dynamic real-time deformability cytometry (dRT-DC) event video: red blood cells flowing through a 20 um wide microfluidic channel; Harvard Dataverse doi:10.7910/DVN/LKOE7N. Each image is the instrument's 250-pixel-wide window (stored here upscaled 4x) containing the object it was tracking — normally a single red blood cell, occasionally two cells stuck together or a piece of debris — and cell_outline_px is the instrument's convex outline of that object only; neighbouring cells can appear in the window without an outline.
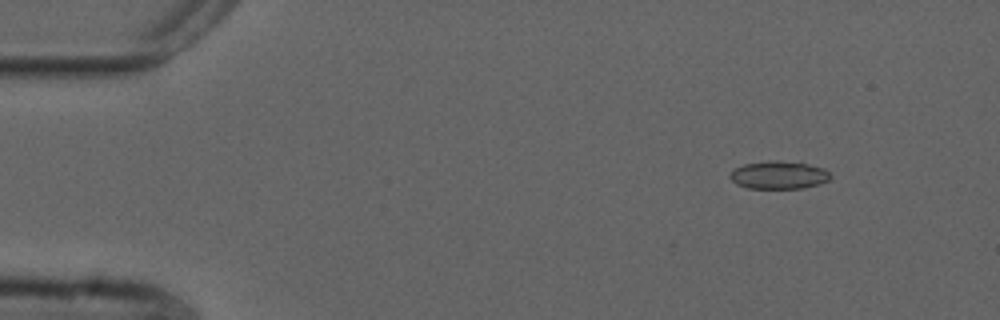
{"species": "common noctule bat (a hibernating species)", "species_latin": "Nyctalus noctula", "temperature_condition": "cold", "stored_images_in_passage": 5, "camera_frame_rate_fps": 3000, "um_per_image_px": 0.085, "animal": {"sex": "male", "forearm_length_mm": 52.5}, "frame": {"image": 1, "passage_image": 1, "time_ms": 0.0, "image_size_px": [1000, 320], "cell_outline_px": [[832, 176], [828, 180], [820, 184], [804, 188], [748, 188], [736, 184], [728, 176], [736, 168], [744, 164], [776, 160], [800, 160], [824, 168]], "centroid_in_image_um": [66.26, 14.85], "position_along_channel_um": 18.7, "area_um2": 16.65}}
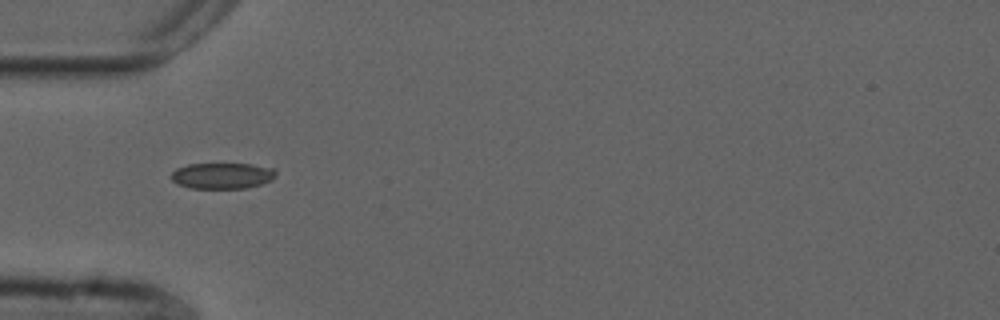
{"frame": {"image": 2, "passage_image": 4, "time_ms": 1.0, "image_size_px": [1000, 320], "cell_outline_px": [[276, 176], [272, 180], [260, 184], [244, 188], [192, 188], [176, 184], [172, 180], [172, 172], [176, 168], [188, 164], [252, 164], [276, 168]], "centroid_in_image_um": [18.91, 14.93], "position_along_channel_um": 66.1, "area_um2": 15.9}}